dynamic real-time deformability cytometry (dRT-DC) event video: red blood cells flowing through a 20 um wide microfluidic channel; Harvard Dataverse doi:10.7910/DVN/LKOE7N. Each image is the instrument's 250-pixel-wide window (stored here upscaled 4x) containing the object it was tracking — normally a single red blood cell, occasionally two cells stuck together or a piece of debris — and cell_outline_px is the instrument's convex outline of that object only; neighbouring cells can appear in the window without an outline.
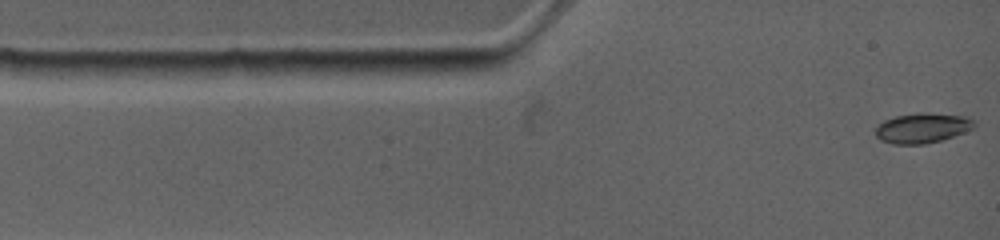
{"species": "common noctule bat (a hibernating species)", "species_latin": "Nyctalus noctula", "temperature_condition": "warm", "stored_images_in_passage": 52, "camera_frame_rate_fps": 4500, "um_per_image_px": 0.085, "animal": {"sex": "female", "body_mass_g": 19.0, "forearm_length_mm": 53.3}, "frame": {"image": 1, "passage_image": 1, "time_ms": 0.0, "image_size_px": [1000, 240], "cell_outline_px": [[968, 120], [964, 128], [960, 132], [952, 136], [940, 140], [924, 144], [892, 144], [880, 140], [876, 136], [876, 128], [880, 124], [888, 120], [900, 116], [956, 116]], "centroid_in_image_um": [78.15, 10.98], "position_along_channel_um": 6.9, "area_um2": 14.97}}
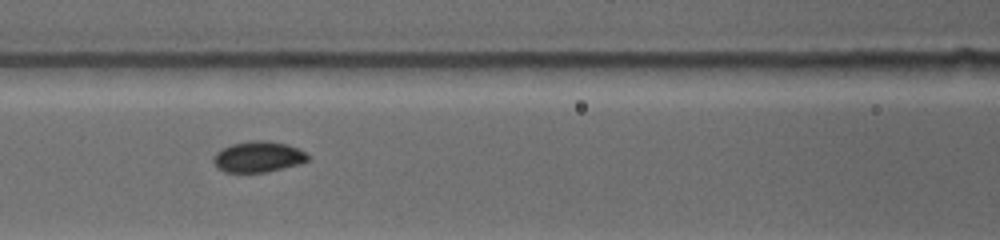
{"frame": {"image": 2, "passage_image": 23, "time_ms": 4.667, "image_size_px": [1000, 240], "cell_outline_px": [[308, 160], [268, 172], [224, 172], [216, 164], [216, 156], [224, 148], [236, 144], [284, 144], [296, 148], [304, 152], [308, 156]], "centroid_in_image_um": [21.98, 13.4], "position_along_channel_um": 144.6, "area_um2": 15.2}}
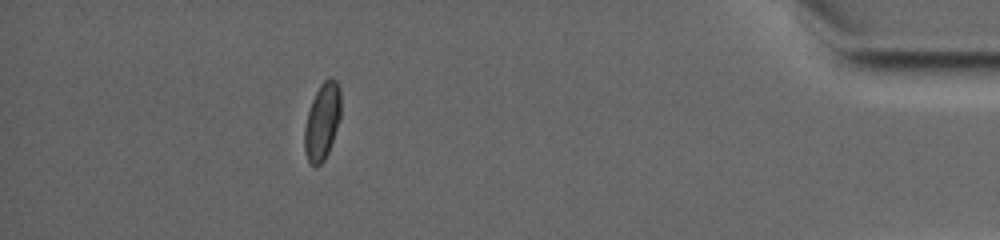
{"frame": {"image": 3, "passage_image": 45, "time_ms": 13.333, "image_size_px": [1000, 240], "cell_outline_px": [[340, 120], [328, 152], [324, 160], [316, 168], [312, 168], [308, 164], [304, 148], [304, 128], [308, 112], [312, 100], [320, 84], [328, 76], [336, 80], [340, 88]], "centroid_in_image_um": [27.38, 10.35], "position_along_channel_um": 407.8, "area_um2": 16.53}, "authors_computed_cell_mechanics": {"area_um2": 16.0973, "velocity_mm_per_s": 3.8401, "shape_relaxation_time_tau1_ms": 4.6782, "shape_relaxation_time_tau2_ms": null, "deformation_change_tau1": 0.1198, "deformation_change_tau2": null}}